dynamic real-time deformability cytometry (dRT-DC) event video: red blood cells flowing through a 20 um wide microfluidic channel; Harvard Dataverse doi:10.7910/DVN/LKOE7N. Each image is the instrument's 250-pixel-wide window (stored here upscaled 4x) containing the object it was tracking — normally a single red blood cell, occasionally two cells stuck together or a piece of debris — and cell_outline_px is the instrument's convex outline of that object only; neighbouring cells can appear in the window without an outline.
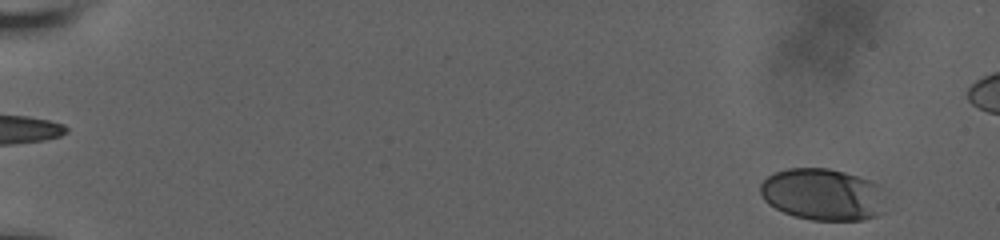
{"species": "human", "species_latin": "Homo sapiens", "temperature_condition": "room temperature", "stored_images_in_passage": 53, "camera_frame_rate_fps": 3000, "um_per_image_px": 0.085, "donor": {"sex": "male"}, "frame": {"image": 1, "passage_image": 3, "time_ms": 0.667, "image_size_px": [1000, 240], "cell_outline_px": [[884, 212], [876, 216], [864, 220], [812, 220], [796, 216], [784, 212], [768, 204], [764, 200], [760, 192], [760, 184], [768, 176], [776, 172], [788, 168], [828, 168], [844, 172], [880, 184]], "centroid_in_image_um": [69.93, 16.53], "position_along_channel_um": 15.1, "area_um2": 37.8}}
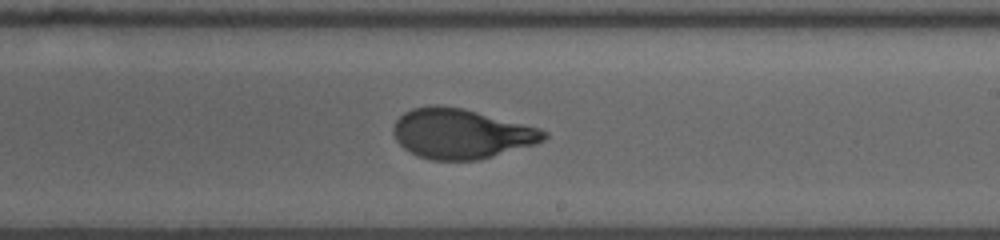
{"frame": {"image": 2, "passage_image": 37, "time_ms": 12.0, "image_size_px": [1000, 240], "cell_outline_px": [[548, 136], [544, 140], [532, 144], [480, 160], [432, 160], [416, 156], [404, 148], [396, 140], [392, 132], [392, 128], [396, 120], [404, 112], [412, 108], [436, 104], [440, 104], [464, 108], [540, 128], [548, 132]], "centroid_in_image_um": [39.16, 11.35], "position_along_channel_um": 249.8, "area_um2": 43.87}}
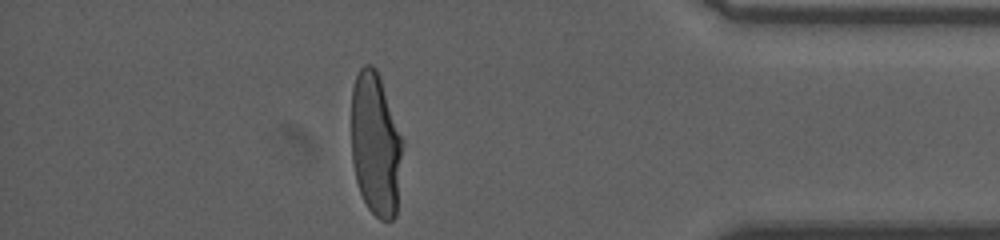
{"frame": {"image": 3, "passage_image": 52, "time_ms": 17.0, "image_size_px": [1000, 240], "cell_outline_px": [[404, 144], [396, 216], [392, 220], [380, 220], [368, 208], [360, 192], [356, 180], [352, 160], [352, 88], [356, 76], [360, 68], [364, 64], [372, 64], [376, 68], [380, 76], [404, 140]], "centroid_in_image_um": [31.95, 12.26], "position_along_channel_um": 403.2, "area_um2": 43.41}, "authors_computed_cell_mechanics": {"area_um2": 42.8876, "velocity_mm_per_s": 3.6466, "shape_relaxation_time_tau1_ms": 6.7961, "shape_relaxation_time_tau2_ms": null, "deformation_change_tau1": 0.2408, "deformation_change_tau2": null}}